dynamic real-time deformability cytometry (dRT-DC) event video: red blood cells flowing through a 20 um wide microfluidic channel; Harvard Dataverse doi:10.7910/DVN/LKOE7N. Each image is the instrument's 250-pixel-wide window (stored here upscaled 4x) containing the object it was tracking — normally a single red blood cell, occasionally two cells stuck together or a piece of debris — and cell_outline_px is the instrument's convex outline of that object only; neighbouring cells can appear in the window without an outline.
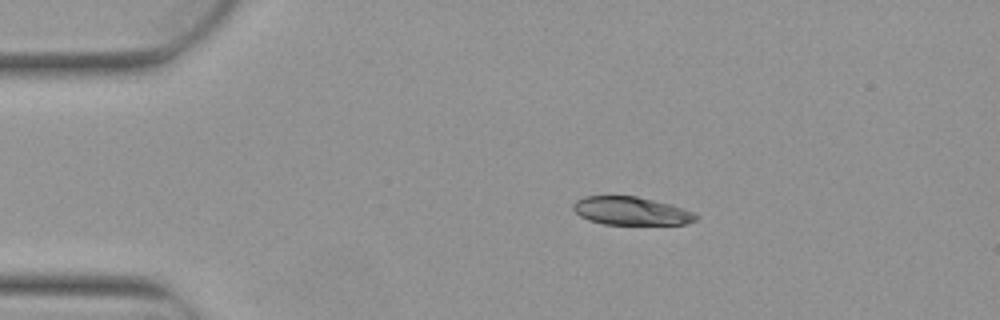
{"species": "Egyptian fruit bat (a non-hibernating species)", "species_latin": "Rousettus aegyptiacus", "temperature_condition": "warm", "stored_images_in_passage": 3, "camera_frame_rate_fps": 3000, "um_per_image_px": 0.085, "animal": {"sex": "female"}, "frame": {"image": 1, "passage_image": 1, "time_ms": 0.0, "image_size_px": [1000, 320], "cell_outline_px": [[700, 216], [696, 220], [688, 224], [604, 224], [588, 220], [580, 216], [572, 208], [572, 204], [576, 200], [584, 196], [636, 196], [672, 204], [692, 212]], "centroid_in_image_um": [53.64, 17.93], "position_along_channel_um": 31.4, "area_um2": 20.23}}
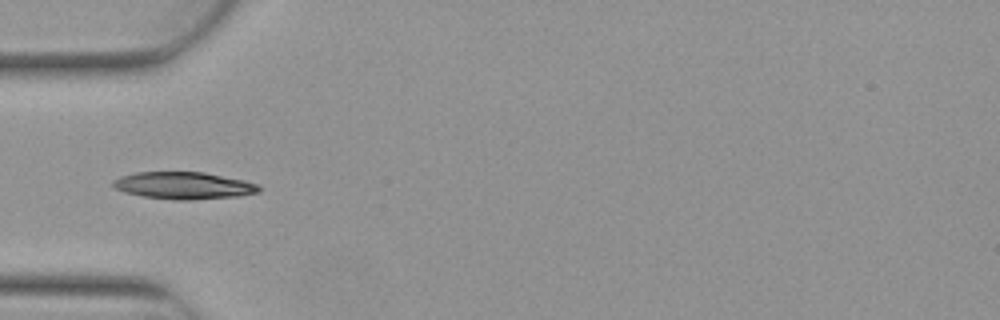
{"frame": {"image": 2, "passage_image": 3, "time_ms": 0.667, "image_size_px": [1000, 320], "cell_outline_px": [[260, 192], [240, 196], [192, 200], [176, 200], [144, 196], [124, 192], [116, 188], [112, 184], [112, 180], [120, 176], [136, 172], [204, 172], [244, 180], [260, 184]], "centroid_in_image_um": [15.65, 15.77], "position_along_channel_um": 69.4, "area_um2": 23.18}}